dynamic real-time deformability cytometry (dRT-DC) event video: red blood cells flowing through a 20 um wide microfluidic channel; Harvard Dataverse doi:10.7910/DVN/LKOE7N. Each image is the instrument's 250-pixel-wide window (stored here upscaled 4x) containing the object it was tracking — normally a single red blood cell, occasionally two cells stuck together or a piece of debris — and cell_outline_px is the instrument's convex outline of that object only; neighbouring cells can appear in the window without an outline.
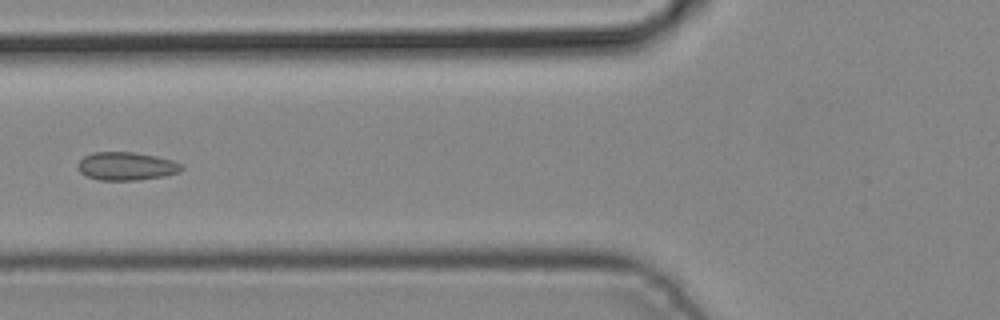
{"species": "common noctule bat (a hibernating species)", "species_latin": "Nyctalus noctula", "temperature_condition": "cold", "stored_images_in_passage": 4, "camera_frame_rate_fps": 3000, "um_per_image_px": 0.085, "animal": {"sex": "male", "body_mass_g": 19.2, "forearm_length_mm": 51.8}, "frame": {"image": 1, "passage_image": 4, "time_ms": 1.0, "image_size_px": [1000, 320], "cell_outline_px": [[184, 168], [180, 172], [164, 176], [136, 180], [100, 180], [88, 176], [80, 172], [76, 168], [76, 164], [84, 156], [92, 152], [132, 152], [156, 156], [172, 160], [184, 164]], "centroid_in_image_um": [10.75, 14.12], "position_along_channel_um": 115.1, "area_um2": 17.17}}